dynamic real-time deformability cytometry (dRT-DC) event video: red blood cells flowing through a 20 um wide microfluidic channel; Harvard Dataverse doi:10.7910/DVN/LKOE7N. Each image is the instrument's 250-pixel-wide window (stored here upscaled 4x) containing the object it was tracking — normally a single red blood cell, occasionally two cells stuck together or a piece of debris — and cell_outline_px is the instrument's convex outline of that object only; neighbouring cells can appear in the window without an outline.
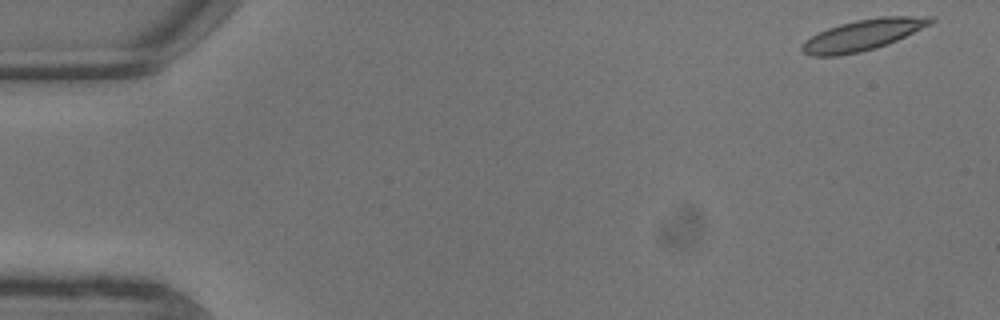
{"species": "common noctule bat (a hibernating species)", "species_latin": "Nyctalus noctula", "temperature_condition": "warm", "stored_images_in_passage": 6, "camera_frame_rate_fps": 3000, "um_per_image_px": 0.085, "animal": {"sex": "male", "body_mass_g": 13.3}, "frame": {"image": 1, "passage_image": 1, "time_ms": 0.0, "image_size_px": [1000, 320], "cell_outline_px": [[936, 20], [932, 24], [888, 44], [876, 48], [860, 52], [840, 56], [812, 56], [804, 52], [800, 48], [804, 40], [828, 28], [840, 24], [856, 20], [880, 16], [936, 16]], "centroid_in_image_um": [73.39, 2.96], "position_along_channel_um": 11.6, "area_um2": 23.35}}
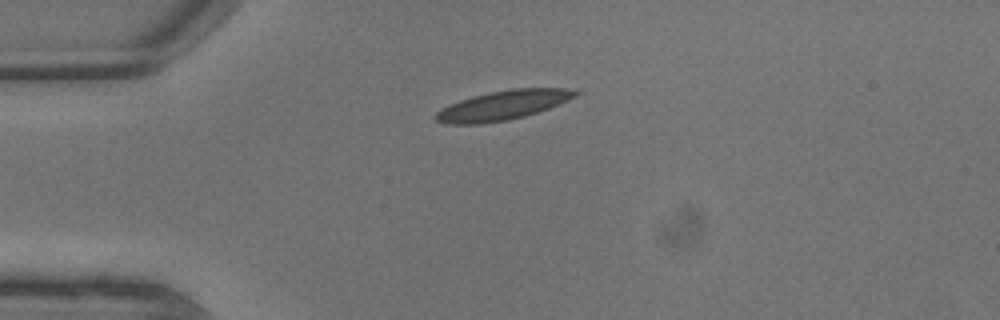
{"frame": {"image": 2, "passage_image": 5, "time_ms": 1.333, "image_size_px": [1000, 320], "cell_outline_px": [[580, 92], [576, 96], [548, 108], [524, 116], [508, 120], [480, 124], [444, 124], [436, 120], [432, 116], [440, 108], [448, 104], [472, 96], [512, 88], [568, 88]], "centroid_in_image_um": [42.67, 8.95], "position_along_channel_um": 42.3, "area_um2": 23.87}}